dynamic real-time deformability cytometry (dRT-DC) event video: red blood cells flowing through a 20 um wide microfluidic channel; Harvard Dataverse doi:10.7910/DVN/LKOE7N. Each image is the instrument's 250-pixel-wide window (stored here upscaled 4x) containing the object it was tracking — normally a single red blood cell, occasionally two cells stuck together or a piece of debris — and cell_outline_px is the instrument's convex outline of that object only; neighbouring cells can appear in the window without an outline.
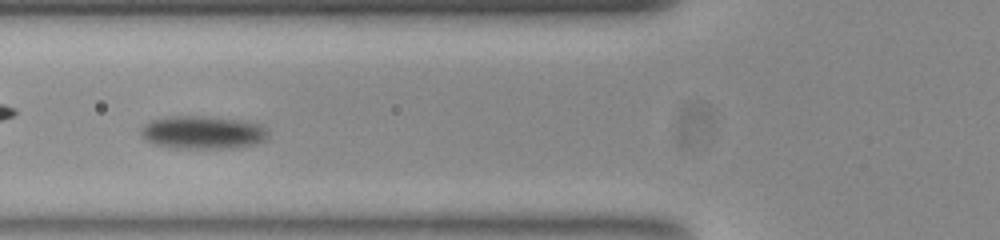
{"species": "common noctule bat (a hibernating species)", "species_latin": "Nyctalus noctula", "temperature_condition": "room temperature", "stored_images_in_passage": 46, "camera_frame_rate_fps": 3000, "um_per_image_px": 0.085, "animal": {"sex": "female", "body_mass_g": 23.0, "forearm_length_mm": 53.4}, "frame": {"image": 1, "passage_image": 9, "time_ms": 2.667, "image_size_px": [1000, 240], "cell_outline_px": [[264, 140], [256, 144], [236, 148], [176, 148], [156, 144], [148, 140], [144, 136], [140, 128], [144, 124], [152, 120], [168, 116], [200, 116], [236, 120], [260, 124], [264, 128]], "centroid_in_image_um": [17.2, 11.26], "position_along_channel_um": 108.6, "area_um2": 23.93}}
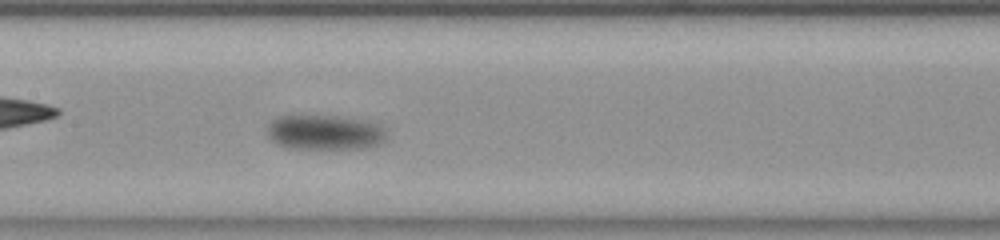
{"frame": {"image": 2, "passage_image": 15, "time_ms": 4.667, "image_size_px": [1000, 240], "cell_outline_px": [[384, 136], [376, 144], [364, 148], [284, 148], [268, 132], [268, 128], [280, 116], [292, 112], [296, 112], [336, 116], [364, 120], [380, 128]], "centroid_in_image_um": [27.5, 11.2], "position_along_channel_um": 179.9, "area_um2": 23.81}}
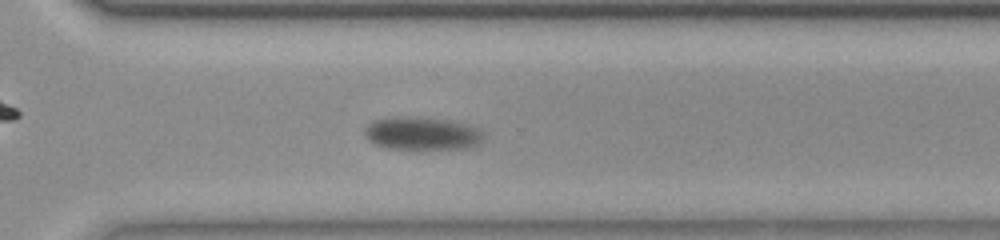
{"frame": {"image": 3, "passage_image": 28, "time_ms": 9.0, "image_size_px": [1000, 240], "cell_outline_px": [[484, 132], [480, 140], [476, 144], [464, 148], [420, 152], [388, 148], [376, 144], [368, 140], [364, 136], [364, 132], [368, 124], [376, 120], [392, 116], [420, 116], [452, 120], [468, 124]], "centroid_in_image_um": [35.85, 11.37], "position_along_channel_um": 334.8, "area_um2": 23.87}, "authors_computed_cell_mechanics": {"area_um2": 23.0911, "velocity_mm_per_s": 3.5742, "shape_relaxation_time_tau1_ms": 4.018, "shape_relaxation_time_tau2_ms": null, "deformation_change_tau1": 0.1451, "deformation_change_tau2": null}}